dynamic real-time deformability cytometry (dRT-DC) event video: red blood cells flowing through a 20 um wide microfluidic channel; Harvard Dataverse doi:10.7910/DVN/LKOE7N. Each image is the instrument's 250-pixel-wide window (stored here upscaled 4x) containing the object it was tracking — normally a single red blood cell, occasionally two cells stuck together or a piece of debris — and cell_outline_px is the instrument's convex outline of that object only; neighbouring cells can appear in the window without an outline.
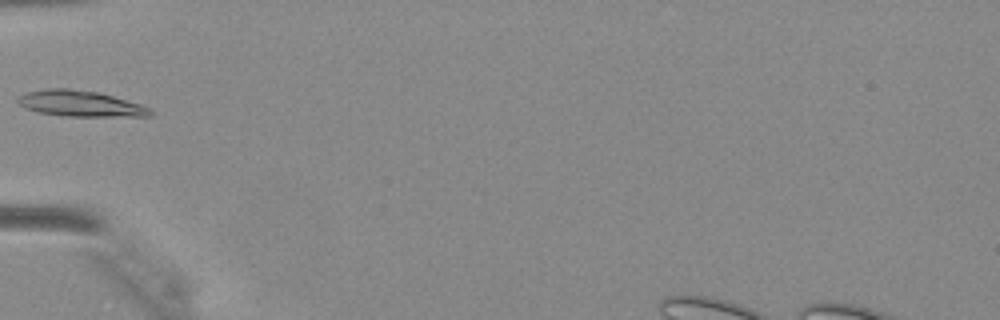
{"species": "Egyptian fruit bat (a non-hibernating species)", "species_latin": "Rousettus aegyptiacus", "temperature_condition": "warm", "stored_images_in_passage": 14, "camera_frame_rate_fps": 3000, "um_per_image_px": 0.085, "animal": {"sex": "female"}, "frame": {"image": 1, "passage_image": 1, "time_ms": 0.0, "image_size_px": [1000, 320], "cell_outline_px": [[152, 116], [68, 116], [40, 112], [24, 108], [16, 100], [16, 96], [24, 92], [44, 88], [68, 88], [96, 92], [112, 96], [140, 104], [148, 108], [152, 112]], "centroid_in_image_um": [6.74, 8.79], "position_along_channel_um": 78.3, "area_um2": 19.88}}
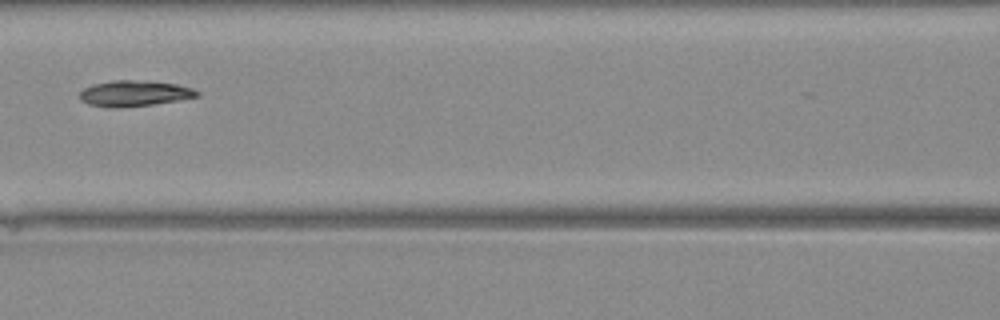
{"frame": {"image": 2, "passage_image": 6, "time_ms": 1.667, "image_size_px": [1000, 320], "cell_outline_px": [[200, 96], [152, 104], [120, 108], [116, 108], [88, 104], [80, 100], [80, 92], [84, 88], [92, 84], [112, 80], [148, 80], [176, 84], [192, 88], [200, 92]], "centroid_in_image_um": [11.41, 7.92], "position_along_channel_um": 155.2, "area_um2": 17.69}}
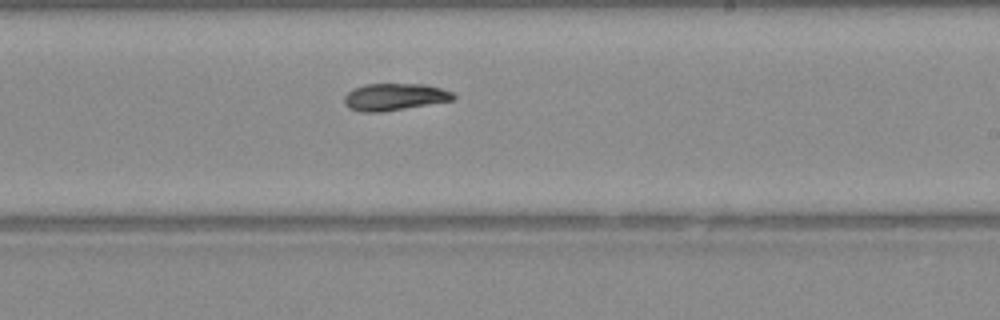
{"frame": {"image": 3, "passage_image": 13, "time_ms": 4.0, "image_size_px": [1000, 320], "cell_outline_px": [[456, 100], [380, 112], [360, 112], [348, 108], [344, 104], [344, 96], [348, 92], [364, 84], [424, 84], [440, 88], [452, 92], [456, 96]], "centroid_in_image_um": [33.54, 8.24], "position_along_channel_um": 255.5, "area_um2": 17.22}}